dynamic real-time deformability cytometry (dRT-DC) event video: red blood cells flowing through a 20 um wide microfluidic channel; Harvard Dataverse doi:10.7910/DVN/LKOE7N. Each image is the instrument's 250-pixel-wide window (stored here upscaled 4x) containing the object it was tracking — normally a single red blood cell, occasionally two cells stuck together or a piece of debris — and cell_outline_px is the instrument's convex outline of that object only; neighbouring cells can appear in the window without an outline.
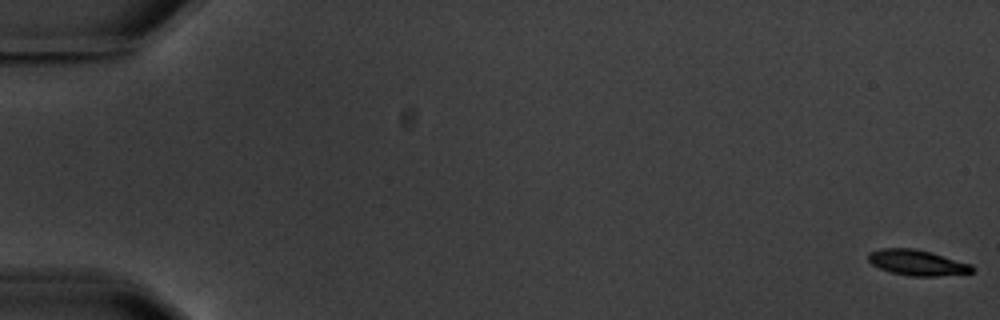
{"species": "common noctule bat (a hibernating species)", "species_latin": "Nyctalus noctula", "temperature_condition": "warm", "stored_images_in_passage": 5, "camera_frame_rate_fps": 3000, "um_per_image_px": 0.085, "animal": {"sex": "male", "body_mass_g": 20.1, "forearm_length_mm": 53.5}, "frame": {"image": 1, "passage_image": 1, "time_ms": 0.0, "image_size_px": [1000, 320], "cell_outline_px": [[976, 268], [972, 272], [936, 276], [908, 276], [892, 272], [880, 268], [872, 264], [868, 260], [868, 252], [880, 248], [916, 248], [932, 252], [972, 264]], "centroid_in_image_um": [77.97, 22.31], "position_along_channel_um": 7.0, "area_um2": 15.61}}
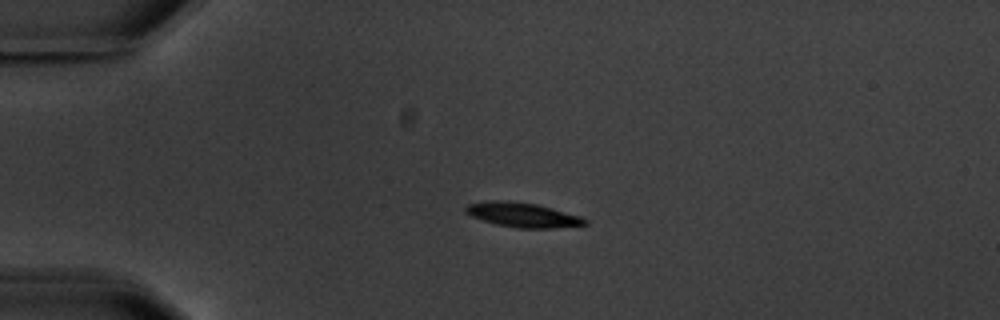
{"frame": {"image": 2, "passage_image": 4, "time_ms": 4.667, "image_size_px": [1000, 320], "cell_outline_px": [[588, 224], [556, 228], [516, 228], [496, 224], [472, 216], [464, 212], [464, 208], [468, 204], [488, 200], [508, 200], [536, 204], [552, 208], [580, 216], [588, 220]], "centroid_in_image_um": [44.42, 18.26], "position_along_channel_um": 40.6, "area_um2": 17.11}}